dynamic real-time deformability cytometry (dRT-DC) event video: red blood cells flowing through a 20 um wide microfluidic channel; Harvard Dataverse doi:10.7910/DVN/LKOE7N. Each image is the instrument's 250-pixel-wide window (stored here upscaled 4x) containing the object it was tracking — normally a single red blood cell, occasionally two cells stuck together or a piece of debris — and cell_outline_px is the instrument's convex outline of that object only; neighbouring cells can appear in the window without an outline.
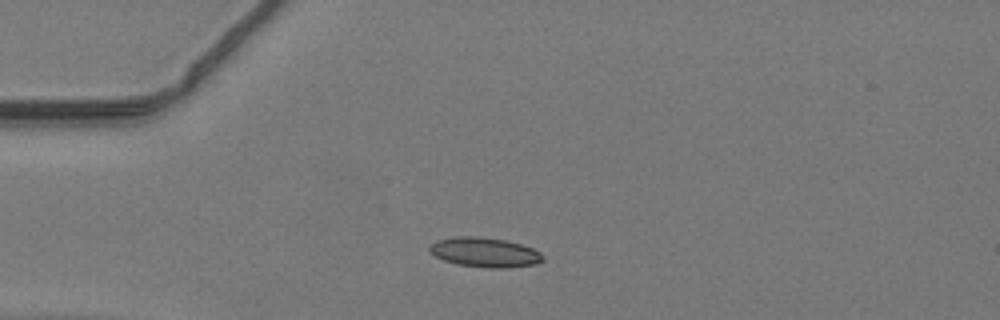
{"species": "common noctule bat (a hibernating species)", "species_latin": "Nyctalus noctula", "temperature_condition": "warm", "stored_images_in_passage": 36, "camera_frame_rate_fps": 3000, "um_per_image_px": 0.085, "animal": {"sex": "male", "body_mass_g": 19.2, "forearm_length_mm": 51.8}, "frame": {"image": 1, "passage_image": 1, "time_ms": 0.0, "image_size_px": [1000, 320], "cell_outline_px": [[544, 260], [536, 264], [508, 268], [488, 268], [456, 264], [444, 260], [428, 252], [428, 248], [436, 240], [456, 236], [476, 236], [504, 240], [520, 244], [532, 248], [540, 252], [544, 256]], "centroid_in_image_um": [41.2, 21.45], "position_along_channel_um": 43.8, "area_um2": 19.65}}
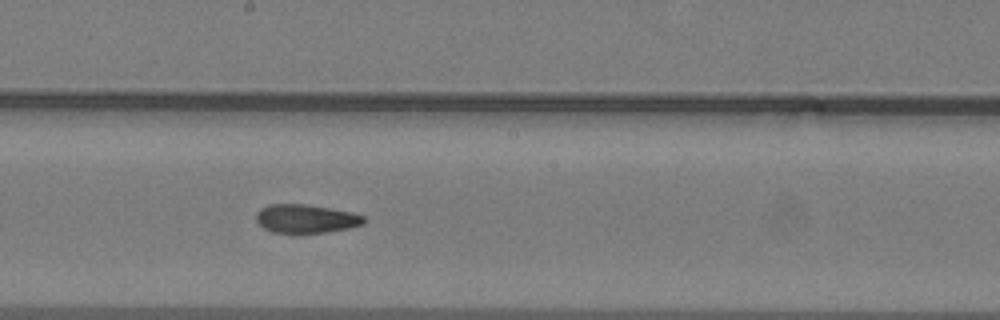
{"frame": {"image": 2, "passage_image": 15, "time_ms": 4.667, "image_size_px": [1000, 320], "cell_outline_px": [[364, 224], [348, 228], [324, 232], [292, 236], [272, 232], [264, 228], [256, 220], [256, 212], [260, 208], [268, 204], [304, 204], [332, 208], [352, 212], [364, 216]], "centroid_in_image_um": [25.95, 18.62], "position_along_channel_um": 222.2, "area_um2": 18.55}}
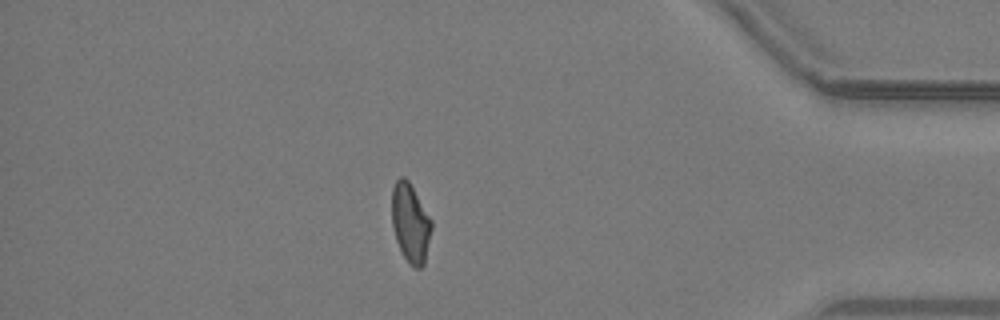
{"frame": {"image": 3, "passage_image": 30, "time_ms": 9.667, "image_size_px": [1000, 320], "cell_outline_px": [[432, 228], [424, 264], [420, 268], [416, 268], [404, 256], [396, 240], [392, 224], [392, 188], [396, 180], [400, 176], [404, 176], [408, 180], [432, 220]], "centroid_in_image_um": [34.88, 18.91], "position_along_channel_um": 400.3, "area_um2": 18.03}}